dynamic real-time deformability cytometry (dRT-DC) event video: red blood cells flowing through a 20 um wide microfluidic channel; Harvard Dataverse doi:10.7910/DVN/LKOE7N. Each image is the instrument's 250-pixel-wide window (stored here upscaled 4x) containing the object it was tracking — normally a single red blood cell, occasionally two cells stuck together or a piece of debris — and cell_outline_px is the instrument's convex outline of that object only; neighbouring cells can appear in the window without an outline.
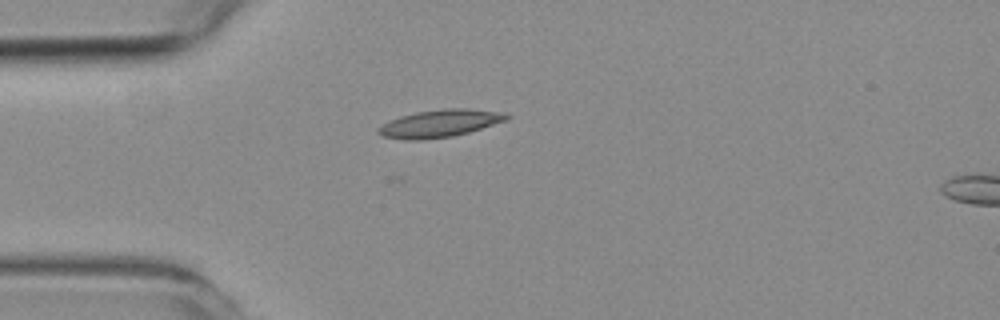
{"species": "common noctule bat (a hibernating species)", "species_latin": "Nyctalus noctula", "temperature_condition": "room temperature", "stored_images_in_passage": 41, "camera_frame_rate_fps": 3000, "um_per_image_px": 0.085, "animal": {"sex": "female", "body_mass_g": 19.3, "forearm_length_mm": 54.1}, "frame": {"image": 1, "passage_image": 1, "time_ms": 0.0, "image_size_px": [1000, 320], "cell_outline_px": [[512, 116], [508, 120], [468, 132], [452, 136], [424, 140], [404, 140], [384, 136], [376, 132], [376, 128], [400, 116], [416, 112], [444, 108], [468, 108], [504, 112]], "centroid_in_image_um": [37.41, 10.48], "position_along_channel_um": 47.6, "area_um2": 20.63}}
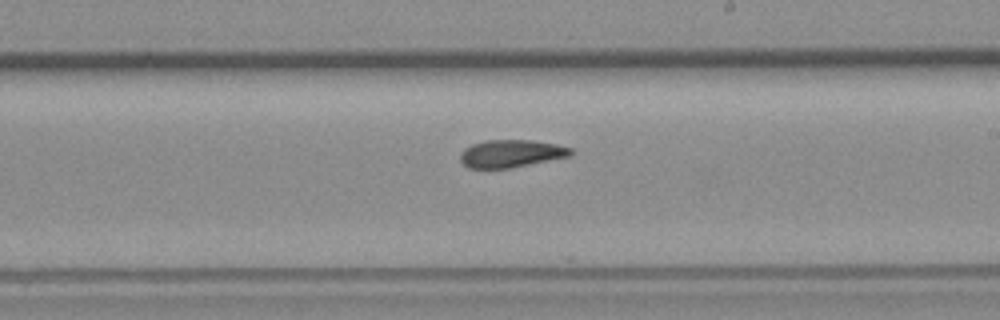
{"frame": {"image": 2, "passage_image": 18, "time_ms": 5.667, "image_size_px": [1000, 320], "cell_outline_px": [[576, 152], [572, 156], [508, 168], [468, 168], [460, 160], [460, 152], [464, 148], [472, 144], [484, 140], [532, 140], [556, 144], [572, 148]], "centroid_in_image_um": [43.47, 13.04], "position_along_channel_um": 245.5, "area_um2": 17.92}}
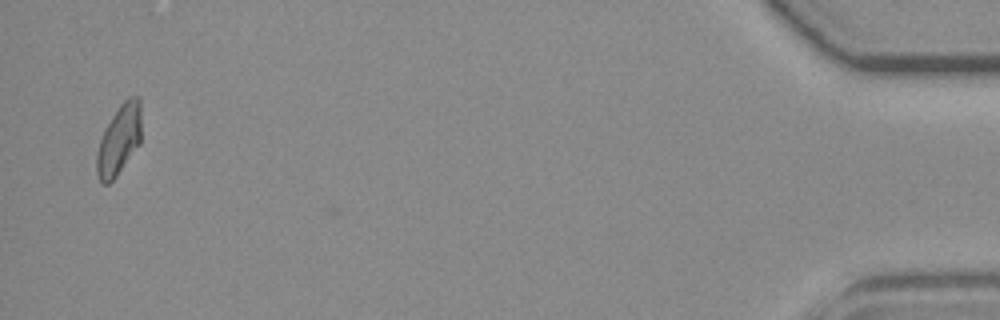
{"frame": {"image": 3, "passage_image": 40, "time_ms": 13.0, "image_size_px": [1000, 320], "cell_outline_px": [[140, 144], [116, 176], [108, 184], [100, 184], [96, 172], [96, 152], [100, 140], [112, 116], [120, 104], [128, 96], [136, 96], [140, 100]], "centroid_in_image_um": [10.11, 11.91], "position_along_channel_um": 425.1, "area_um2": 18.09}, "authors_computed_cell_mechanics": {"area_um2": 18.207, "velocity_mm_per_s": 3.7284, "shape_relaxation_time_tau1_ms": 9.3414, "shape_relaxation_time_tau2_ms": 9.9111, "deformation_change_tau1": 0.2153, "deformation_change_tau2": 0.1408}}